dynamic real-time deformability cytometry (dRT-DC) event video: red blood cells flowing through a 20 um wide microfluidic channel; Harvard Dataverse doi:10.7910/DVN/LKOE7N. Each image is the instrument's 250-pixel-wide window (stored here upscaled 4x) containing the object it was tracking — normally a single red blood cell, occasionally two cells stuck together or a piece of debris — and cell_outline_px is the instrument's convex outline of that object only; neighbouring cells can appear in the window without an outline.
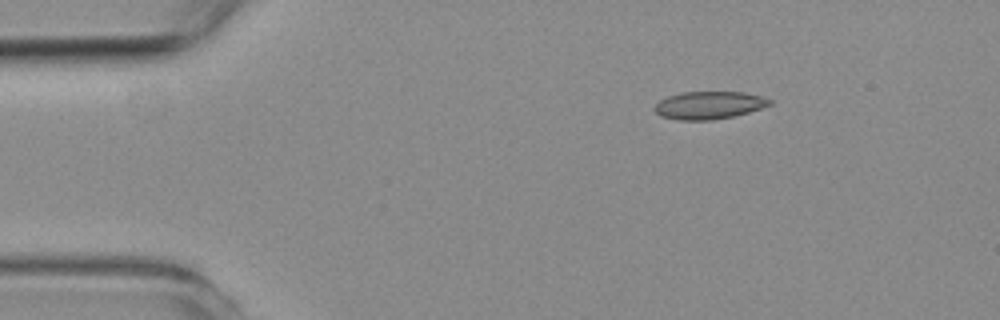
{"species": "common noctule bat (a hibernating species)", "species_latin": "Nyctalus noctula", "temperature_condition": "room temperature", "stored_images_in_passage": 47, "camera_frame_rate_fps": 3000, "um_per_image_px": 0.085, "animal": {"sex": "female", "body_mass_g": 19.3, "forearm_length_mm": 54.1}, "frame": {"image": 1, "passage_image": 1, "time_ms": 0.0, "image_size_px": [1000, 320], "cell_outline_px": [[772, 104], [748, 112], [732, 116], [712, 120], [680, 120], [660, 116], [652, 108], [660, 100], [668, 96], [680, 92], [744, 92], [760, 96], [772, 100]], "centroid_in_image_um": [60.23, 8.94], "position_along_channel_um": 24.8, "area_um2": 18.5}}
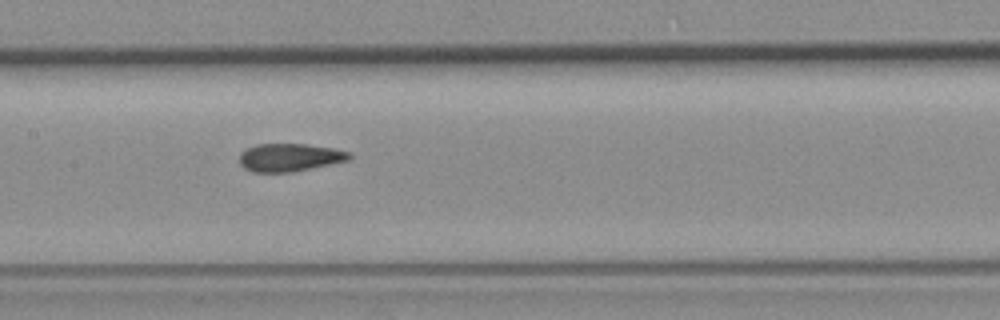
{"frame": {"image": 2, "passage_image": 20, "time_ms": 6.333, "image_size_px": [1000, 320], "cell_outline_px": [[352, 156], [348, 160], [292, 172], [252, 172], [244, 168], [240, 164], [240, 152], [244, 148], [256, 144], [304, 144], [336, 148], [352, 152]], "centroid_in_image_um": [24.61, 13.37], "position_along_channel_um": 182.8, "area_um2": 18.03}}
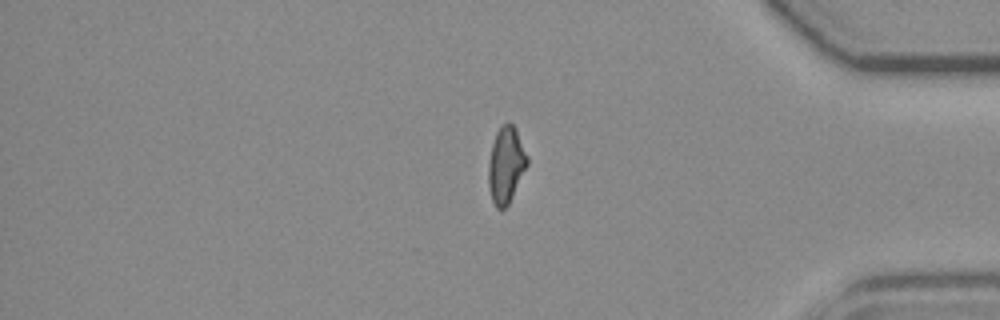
{"frame": {"image": 3, "passage_image": 40, "time_ms": 13.0, "image_size_px": [1000, 320], "cell_outline_px": [[528, 164], [508, 204], [504, 208], [496, 208], [492, 200], [488, 184], [488, 164], [492, 144], [496, 132], [508, 120], [516, 128], [528, 156]], "centroid_in_image_um": [43.01, 13.99], "position_along_channel_um": 392.2, "area_um2": 17.17}, "authors_computed_cell_mechanics": {"area_um2": 18.1492, "velocity_mm_per_s": 3.5732, "shape_relaxation_time_tau1_ms": null, "shape_relaxation_time_tau2_ms": 1.5344, "deformation_change_tau1": null, "deformation_change_tau2": 0.0868}}